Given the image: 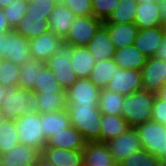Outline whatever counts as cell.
Masks as SVG:
<instances>
[{"mask_svg": "<svg viewBox=\"0 0 166 166\" xmlns=\"http://www.w3.org/2000/svg\"><path fill=\"white\" fill-rule=\"evenodd\" d=\"M6 88H4L1 84H0V108L3 104V101H4V98L7 97V94H6V91H5Z\"/></svg>", "mask_w": 166, "mask_h": 166, "instance_id": "bcb514c9", "label": "cell"}, {"mask_svg": "<svg viewBox=\"0 0 166 166\" xmlns=\"http://www.w3.org/2000/svg\"><path fill=\"white\" fill-rule=\"evenodd\" d=\"M86 47L93 55V58L96 60V62L114 58L116 51L109 31L104 25L100 27Z\"/></svg>", "mask_w": 166, "mask_h": 166, "instance_id": "d6986e66", "label": "cell"}, {"mask_svg": "<svg viewBox=\"0 0 166 166\" xmlns=\"http://www.w3.org/2000/svg\"><path fill=\"white\" fill-rule=\"evenodd\" d=\"M15 0H0V8H6L10 3L14 2Z\"/></svg>", "mask_w": 166, "mask_h": 166, "instance_id": "c3c4849f", "label": "cell"}, {"mask_svg": "<svg viewBox=\"0 0 166 166\" xmlns=\"http://www.w3.org/2000/svg\"><path fill=\"white\" fill-rule=\"evenodd\" d=\"M34 166H56V165L49 162L42 155H40L39 158L37 159V162L34 164Z\"/></svg>", "mask_w": 166, "mask_h": 166, "instance_id": "ee69618b", "label": "cell"}, {"mask_svg": "<svg viewBox=\"0 0 166 166\" xmlns=\"http://www.w3.org/2000/svg\"><path fill=\"white\" fill-rule=\"evenodd\" d=\"M114 61L122 69L141 70L146 64L147 57L141 53L137 47L130 45L121 49H116Z\"/></svg>", "mask_w": 166, "mask_h": 166, "instance_id": "d4e9b609", "label": "cell"}, {"mask_svg": "<svg viewBox=\"0 0 166 166\" xmlns=\"http://www.w3.org/2000/svg\"><path fill=\"white\" fill-rule=\"evenodd\" d=\"M156 96L163 101H166V83L159 89Z\"/></svg>", "mask_w": 166, "mask_h": 166, "instance_id": "f6af8a7d", "label": "cell"}, {"mask_svg": "<svg viewBox=\"0 0 166 166\" xmlns=\"http://www.w3.org/2000/svg\"><path fill=\"white\" fill-rule=\"evenodd\" d=\"M117 67L114 58L97 61L91 71L89 79L96 87L104 89L112 79V76H114Z\"/></svg>", "mask_w": 166, "mask_h": 166, "instance_id": "83f0119b", "label": "cell"}, {"mask_svg": "<svg viewBox=\"0 0 166 166\" xmlns=\"http://www.w3.org/2000/svg\"><path fill=\"white\" fill-rule=\"evenodd\" d=\"M20 143L16 120L5 119L0 124V153H8Z\"/></svg>", "mask_w": 166, "mask_h": 166, "instance_id": "d6a6232c", "label": "cell"}, {"mask_svg": "<svg viewBox=\"0 0 166 166\" xmlns=\"http://www.w3.org/2000/svg\"><path fill=\"white\" fill-rule=\"evenodd\" d=\"M41 155L56 166H84L82 150L45 147Z\"/></svg>", "mask_w": 166, "mask_h": 166, "instance_id": "ffe728a7", "label": "cell"}, {"mask_svg": "<svg viewBox=\"0 0 166 166\" xmlns=\"http://www.w3.org/2000/svg\"><path fill=\"white\" fill-rule=\"evenodd\" d=\"M31 57L29 40L14 30L3 36V58L22 66Z\"/></svg>", "mask_w": 166, "mask_h": 166, "instance_id": "7c38bea8", "label": "cell"}, {"mask_svg": "<svg viewBox=\"0 0 166 166\" xmlns=\"http://www.w3.org/2000/svg\"><path fill=\"white\" fill-rule=\"evenodd\" d=\"M16 128L21 144L42 152L47 142L43 134V114L28 112L16 120Z\"/></svg>", "mask_w": 166, "mask_h": 166, "instance_id": "5b68a950", "label": "cell"}, {"mask_svg": "<svg viewBox=\"0 0 166 166\" xmlns=\"http://www.w3.org/2000/svg\"><path fill=\"white\" fill-rule=\"evenodd\" d=\"M24 2L31 3L34 2L35 0H23Z\"/></svg>", "mask_w": 166, "mask_h": 166, "instance_id": "db71d44e", "label": "cell"}, {"mask_svg": "<svg viewBox=\"0 0 166 166\" xmlns=\"http://www.w3.org/2000/svg\"><path fill=\"white\" fill-rule=\"evenodd\" d=\"M141 145L147 152L159 158L166 150V126L149 120L135 127Z\"/></svg>", "mask_w": 166, "mask_h": 166, "instance_id": "52a82bcc", "label": "cell"}, {"mask_svg": "<svg viewBox=\"0 0 166 166\" xmlns=\"http://www.w3.org/2000/svg\"><path fill=\"white\" fill-rule=\"evenodd\" d=\"M106 89L125 96L143 90L141 70L117 67Z\"/></svg>", "mask_w": 166, "mask_h": 166, "instance_id": "30bf717a", "label": "cell"}, {"mask_svg": "<svg viewBox=\"0 0 166 166\" xmlns=\"http://www.w3.org/2000/svg\"><path fill=\"white\" fill-rule=\"evenodd\" d=\"M20 66L7 59H0V84L7 88L18 86Z\"/></svg>", "mask_w": 166, "mask_h": 166, "instance_id": "e575fe53", "label": "cell"}, {"mask_svg": "<svg viewBox=\"0 0 166 166\" xmlns=\"http://www.w3.org/2000/svg\"><path fill=\"white\" fill-rule=\"evenodd\" d=\"M109 31L115 49H121L134 44L138 28L134 23H103Z\"/></svg>", "mask_w": 166, "mask_h": 166, "instance_id": "603a6c76", "label": "cell"}, {"mask_svg": "<svg viewBox=\"0 0 166 166\" xmlns=\"http://www.w3.org/2000/svg\"><path fill=\"white\" fill-rule=\"evenodd\" d=\"M100 93L89 78L78 79L66 90V106H98Z\"/></svg>", "mask_w": 166, "mask_h": 166, "instance_id": "9c48e42d", "label": "cell"}, {"mask_svg": "<svg viewBox=\"0 0 166 166\" xmlns=\"http://www.w3.org/2000/svg\"><path fill=\"white\" fill-rule=\"evenodd\" d=\"M160 166H166V150H164L163 154L159 157Z\"/></svg>", "mask_w": 166, "mask_h": 166, "instance_id": "7dc6e473", "label": "cell"}, {"mask_svg": "<svg viewBox=\"0 0 166 166\" xmlns=\"http://www.w3.org/2000/svg\"><path fill=\"white\" fill-rule=\"evenodd\" d=\"M82 134L74 127L66 128L47 138L45 147H56L69 150H83L86 145Z\"/></svg>", "mask_w": 166, "mask_h": 166, "instance_id": "ac0fdd59", "label": "cell"}, {"mask_svg": "<svg viewBox=\"0 0 166 166\" xmlns=\"http://www.w3.org/2000/svg\"><path fill=\"white\" fill-rule=\"evenodd\" d=\"M165 36L164 26L138 30L134 46L147 58L153 57Z\"/></svg>", "mask_w": 166, "mask_h": 166, "instance_id": "9a60e30c", "label": "cell"}, {"mask_svg": "<svg viewBox=\"0 0 166 166\" xmlns=\"http://www.w3.org/2000/svg\"><path fill=\"white\" fill-rule=\"evenodd\" d=\"M138 2L136 0H119L115 10L103 23H134Z\"/></svg>", "mask_w": 166, "mask_h": 166, "instance_id": "f546056e", "label": "cell"}, {"mask_svg": "<svg viewBox=\"0 0 166 166\" xmlns=\"http://www.w3.org/2000/svg\"><path fill=\"white\" fill-rule=\"evenodd\" d=\"M5 91L7 97L0 108L5 119L17 120L28 112H37L38 101L33 90L9 86Z\"/></svg>", "mask_w": 166, "mask_h": 166, "instance_id": "3957f363", "label": "cell"}, {"mask_svg": "<svg viewBox=\"0 0 166 166\" xmlns=\"http://www.w3.org/2000/svg\"><path fill=\"white\" fill-rule=\"evenodd\" d=\"M6 33H0V59L3 58V36Z\"/></svg>", "mask_w": 166, "mask_h": 166, "instance_id": "681fc988", "label": "cell"}, {"mask_svg": "<svg viewBox=\"0 0 166 166\" xmlns=\"http://www.w3.org/2000/svg\"><path fill=\"white\" fill-rule=\"evenodd\" d=\"M56 5L54 0H35L28 3L25 17L15 27L14 31L27 40L47 33L50 31L48 18Z\"/></svg>", "mask_w": 166, "mask_h": 166, "instance_id": "6da1fadb", "label": "cell"}, {"mask_svg": "<svg viewBox=\"0 0 166 166\" xmlns=\"http://www.w3.org/2000/svg\"><path fill=\"white\" fill-rule=\"evenodd\" d=\"M71 126L76 128L86 142H100L101 113L98 106H66Z\"/></svg>", "mask_w": 166, "mask_h": 166, "instance_id": "277c9868", "label": "cell"}, {"mask_svg": "<svg viewBox=\"0 0 166 166\" xmlns=\"http://www.w3.org/2000/svg\"><path fill=\"white\" fill-rule=\"evenodd\" d=\"M156 94L140 90L126 95L122 105L121 116L130 127L135 128L151 120L153 103Z\"/></svg>", "mask_w": 166, "mask_h": 166, "instance_id": "7a4b0ae2", "label": "cell"}, {"mask_svg": "<svg viewBox=\"0 0 166 166\" xmlns=\"http://www.w3.org/2000/svg\"><path fill=\"white\" fill-rule=\"evenodd\" d=\"M102 25L103 21L93 15L76 17L64 42L73 47L87 46Z\"/></svg>", "mask_w": 166, "mask_h": 166, "instance_id": "ba28073f", "label": "cell"}, {"mask_svg": "<svg viewBox=\"0 0 166 166\" xmlns=\"http://www.w3.org/2000/svg\"><path fill=\"white\" fill-rule=\"evenodd\" d=\"M164 26V29H165V35H166V24L165 25H163Z\"/></svg>", "mask_w": 166, "mask_h": 166, "instance_id": "9f6ffc18", "label": "cell"}, {"mask_svg": "<svg viewBox=\"0 0 166 166\" xmlns=\"http://www.w3.org/2000/svg\"><path fill=\"white\" fill-rule=\"evenodd\" d=\"M72 52L73 46L69 43L63 42L57 48L56 53L45 63V65L56 76L57 83L65 91L78 80V77L75 75L70 63Z\"/></svg>", "mask_w": 166, "mask_h": 166, "instance_id": "8992f818", "label": "cell"}, {"mask_svg": "<svg viewBox=\"0 0 166 166\" xmlns=\"http://www.w3.org/2000/svg\"><path fill=\"white\" fill-rule=\"evenodd\" d=\"M69 127H71V122L67 109L43 114V134L47 138Z\"/></svg>", "mask_w": 166, "mask_h": 166, "instance_id": "f1b7e54d", "label": "cell"}, {"mask_svg": "<svg viewBox=\"0 0 166 166\" xmlns=\"http://www.w3.org/2000/svg\"><path fill=\"white\" fill-rule=\"evenodd\" d=\"M134 24L137 26L138 30L163 26L159 3H138Z\"/></svg>", "mask_w": 166, "mask_h": 166, "instance_id": "7402d4cb", "label": "cell"}, {"mask_svg": "<svg viewBox=\"0 0 166 166\" xmlns=\"http://www.w3.org/2000/svg\"><path fill=\"white\" fill-rule=\"evenodd\" d=\"M143 90L156 94L166 83V61L156 57L147 58L141 69Z\"/></svg>", "mask_w": 166, "mask_h": 166, "instance_id": "4fadbf2b", "label": "cell"}, {"mask_svg": "<svg viewBox=\"0 0 166 166\" xmlns=\"http://www.w3.org/2000/svg\"><path fill=\"white\" fill-rule=\"evenodd\" d=\"M63 42L64 39L62 37L48 31L29 40L30 55L32 58L46 63Z\"/></svg>", "mask_w": 166, "mask_h": 166, "instance_id": "5bb4252c", "label": "cell"}, {"mask_svg": "<svg viewBox=\"0 0 166 166\" xmlns=\"http://www.w3.org/2000/svg\"><path fill=\"white\" fill-rule=\"evenodd\" d=\"M106 144L109 146L116 164L121 163L130 154L143 149L139 135L132 127L119 137L109 140Z\"/></svg>", "mask_w": 166, "mask_h": 166, "instance_id": "8fae6325", "label": "cell"}, {"mask_svg": "<svg viewBox=\"0 0 166 166\" xmlns=\"http://www.w3.org/2000/svg\"><path fill=\"white\" fill-rule=\"evenodd\" d=\"M75 18V14L65 4H57L48 18L49 29L64 39Z\"/></svg>", "mask_w": 166, "mask_h": 166, "instance_id": "44dd1931", "label": "cell"}, {"mask_svg": "<svg viewBox=\"0 0 166 166\" xmlns=\"http://www.w3.org/2000/svg\"><path fill=\"white\" fill-rule=\"evenodd\" d=\"M82 153L84 166H119L114 162L106 143L87 142Z\"/></svg>", "mask_w": 166, "mask_h": 166, "instance_id": "2e32d148", "label": "cell"}, {"mask_svg": "<svg viewBox=\"0 0 166 166\" xmlns=\"http://www.w3.org/2000/svg\"><path fill=\"white\" fill-rule=\"evenodd\" d=\"M160 5V15H161V20L162 24H166V0H160L159 2Z\"/></svg>", "mask_w": 166, "mask_h": 166, "instance_id": "7bdbcfd3", "label": "cell"}, {"mask_svg": "<svg viewBox=\"0 0 166 166\" xmlns=\"http://www.w3.org/2000/svg\"><path fill=\"white\" fill-rule=\"evenodd\" d=\"M154 57L166 61V35L164 36L162 43L159 45Z\"/></svg>", "mask_w": 166, "mask_h": 166, "instance_id": "b9f144b4", "label": "cell"}, {"mask_svg": "<svg viewBox=\"0 0 166 166\" xmlns=\"http://www.w3.org/2000/svg\"><path fill=\"white\" fill-rule=\"evenodd\" d=\"M70 63L75 75L81 79L89 78L96 60L86 46H81L73 47Z\"/></svg>", "mask_w": 166, "mask_h": 166, "instance_id": "484cf974", "label": "cell"}, {"mask_svg": "<svg viewBox=\"0 0 166 166\" xmlns=\"http://www.w3.org/2000/svg\"><path fill=\"white\" fill-rule=\"evenodd\" d=\"M27 7V2H24L23 0H15L6 8H3L4 15L12 30H14L19 22L25 17Z\"/></svg>", "mask_w": 166, "mask_h": 166, "instance_id": "d590c367", "label": "cell"}, {"mask_svg": "<svg viewBox=\"0 0 166 166\" xmlns=\"http://www.w3.org/2000/svg\"><path fill=\"white\" fill-rule=\"evenodd\" d=\"M118 3L119 0H92L93 16L106 21Z\"/></svg>", "mask_w": 166, "mask_h": 166, "instance_id": "74e56055", "label": "cell"}, {"mask_svg": "<svg viewBox=\"0 0 166 166\" xmlns=\"http://www.w3.org/2000/svg\"><path fill=\"white\" fill-rule=\"evenodd\" d=\"M40 155L39 150L19 143L2 155L1 166H34Z\"/></svg>", "mask_w": 166, "mask_h": 166, "instance_id": "e0dca14e", "label": "cell"}, {"mask_svg": "<svg viewBox=\"0 0 166 166\" xmlns=\"http://www.w3.org/2000/svg\"><path fill=\"white\" fill-rule=\"evenodd\" d=\"M100 142L106 143L117 138L131 127L121 115L101 114Z\"/></svg>", "mask_w": 166, "mask_h": 166, "instance_id": "cb8c5ba5", "label": "cell"}, {"mask_svg": "<svg viewBox=\"0 0 166 166\" xmlns=\"http://www.w3.org/2000/svg\"><path fill=\"white\" fill-rule=\"evenodd\" d=\"M34 92H66L57 83L56 76L45 65L41 71H37V78L34 84Z\"/></svg>", "mask_w": 166, "mask_h": 166, "instance_id": "836d02e7", "label": "cell"}, {"mask_svg": "<svg viewBox=\"0 0 166 166\" xmlns=\"http://www.w3.org/2000/svg\"><path fill=\"white\" fill-rule=\"evenodd\" d=\"M12 31L8 21L4 15L3 9L0 8V33H8Z\"/></svg>", "mask_w": 166, "mask_h": 166, "instance_id": "60d3db41", "label": "cell"}, {"mask_svg": "<svg viewBox=\"0 0 166 166\" xmlns=\"http://www.w3.org/2000/svg\"><path fill=\"white\" fill-rule=\"evenodd\" d=\"M125 95L115 93L106 88L101 89L99 98V111L101 114L121 115L122 105L124 103Z\"/></svg>", "mask_w": 166, "mask_h": 166, "instance_id": "4dcf8cb0", "label": "cell"}, {"mask_svg": "<svg viewBox=\"0 0 166 166\" xmlns=\"http://www.w3.org/2000/svg\"><path fill=\"white\" fill-rule=\"evenodd\" d=\"M119 166H160L159 158L152 153L141 149L130 154L126 159L119 163Z\"/></svg>", "mask_w": 166, "mask_h": 166, "instance_id": "8d00e7d4", "label": "cell"}, {"mask_svg": "<svg viewBox=\"0 0 166 166\" xmlns=\"http://www.w3.org/2000/svg\"><path fill=\"white\" fill-rule=\"evenodd\" d=\"M151 120L166 126V101L160 100L157 96L153 103Z\"/></svg>", "mask_w": 166, "mask_h": 166, "instance_id": "ab89813d", "label": "cell"}, {"mask_svg": "<svg viewBox=\"0 0 166 166\" xmlns=\"http://www.w3.org/2000/svg\"><path fill=\"white\" fill-rule=\"evenodd\" d=\"M5 120V117L0 113V124Z\"/></svg>", "mask_w": 166, "mask_h": 166, "instance_id": "f5cc1de1", "label": "cell"}, {"mask_svg": "<svg viewBox=\"0 0 166 166\" xmlns=\"http://www.w3.org/2000/svg\"><path fill=\"white\" fill-rule=\"evenodd\" d=\"M38 106L37 113L48 114L65 110L66 92H35Z\"/></svg>", "mask_w": 166, "mask_h": 166, "instance_id": "4316f807", "label": "cell"}, {"mask_svg": "<svg viewBox=\"0 0 166 166\" xmlns=\"http://www.w3.org/2000/svg\"><path fill=\"white\" fill-rule=\"evenodd\" d=\"M65 6L69 8L76 17L93 15L92 0H67Z\"/></svg>", "mask_w": 166, "mask_h": 166, "instance_id": "f35d334b", "label": "cell"}, {"mask_svg": "<svg viewBox=\"0 0 166 166\" xmlns=\"http://www.w3.org/2000/svg\"><path fill=\"white\" fill-rule=\"evenodd\" d=\"M138 3L144 2V3H154V2H160V0H136Z\"/></svg>", "mask_w": 166, "mask_h": 166, "instance_id": "f907efd6", "label": "cell"}, {"mask_svg": "<svg viewBox=\"0 0 166 166\" xmlns=\"http://www.w3.org/2000/svg\"><path fill=\"white\" fill-rule=\"evenodd\" d=\"M1 159H2V154L0 153V166H1Z\"/></svg>", "mask_w": 166, "mask_h": 166, "instance_id": "11a10c76", "label": "cell"}, {"mask_svg": "<svg viewBox=\"0 0 166 166\" xmlns=\"http://www.w3.org/2000/svg\"><path fill=\"white\" fill-rule=\"evenodd\" d=\"M45 62L30 57L24 65L20 66L18 86L24 89L34 90L37 71H41Z\"/></svg>", "mask_w": 166, "mask_h": 166, "instance_id": "1f68e13d", "label": "cell"}, {"mask_svg": "<svg viewBox=\"0 0 166 166\" xmlns=\"http://www.w3.org/2000/svg\"><path fill=\"white\" fill-rule=\"evenodd\" d=\"M56 4H65L67 0H54Z\"/></svg>", "mask_w": 166, "mask_h": 166, "instance_id": "816d5d0a", "label": "cell"}]
</instances>
